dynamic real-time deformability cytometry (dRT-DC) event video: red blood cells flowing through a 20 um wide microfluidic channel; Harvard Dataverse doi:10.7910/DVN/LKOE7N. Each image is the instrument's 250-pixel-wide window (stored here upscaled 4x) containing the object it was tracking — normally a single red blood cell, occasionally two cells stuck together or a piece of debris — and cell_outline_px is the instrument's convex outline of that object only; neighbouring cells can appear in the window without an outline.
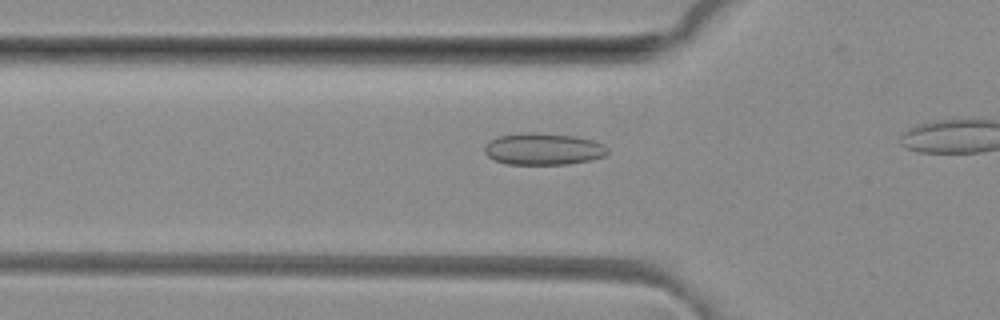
{"species": "common noctule bat (a hibernating species)", "species_latin": "Nyctalus noctula", "temperature_condition": "room temperature", "stored_images_in_passage": 12, "camera_frame_rate_fps": 3000, "um_per_image_px": 0.085, "animal": {"sex": "female", "body_mass_g": 29.2, "forearm_length_mm": 56.3}, "frame": {"image": 1, "passage_image": 7, "time_ms": 2.0, "image_size_px": [1000, 320], "cell_outline_px": [[608, 152], [604, 156], [592, 160], [568, 164], [508, 164], [496, 160], [488, 156], [484, 152], [484, 144], [488, 140], [500, 136], [532, 132], [536, 132], [576, 136], [592, 140], [604, 144], [608, 148]], "centroid_in_image_um": [46.19, 12.66], "position_along_channel_um": 79.6, "area_um2": 22.89}}
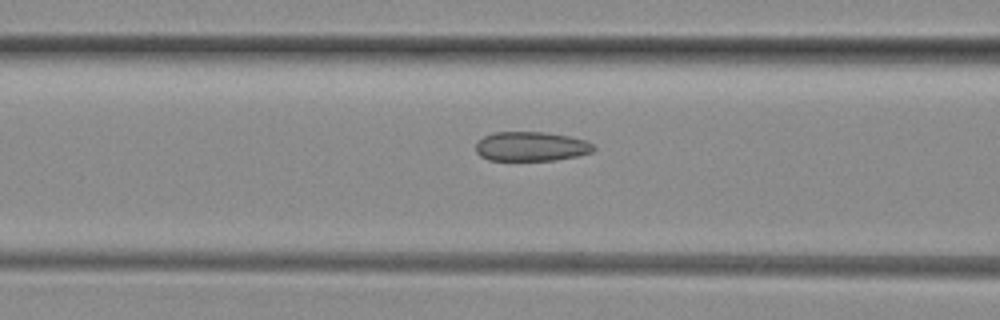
{"frame": {"image": 2, "passage_image": 10, "time_ms": 3.0, "image_size_px": [1000, 320], "cell_outline_px": [[596, 148], [592, 152], [576, 156], [552, 160], [488, 160], [480, 156], [476, 152], [476, 144], [484, 136], [496, 132], [544, 132], [568, 136], [584, 140], [592, 144]], "centroid_in_image_um": [45.13, 12.45], "position_along_channel_um": 121.5, "area_um2": 20.0}}